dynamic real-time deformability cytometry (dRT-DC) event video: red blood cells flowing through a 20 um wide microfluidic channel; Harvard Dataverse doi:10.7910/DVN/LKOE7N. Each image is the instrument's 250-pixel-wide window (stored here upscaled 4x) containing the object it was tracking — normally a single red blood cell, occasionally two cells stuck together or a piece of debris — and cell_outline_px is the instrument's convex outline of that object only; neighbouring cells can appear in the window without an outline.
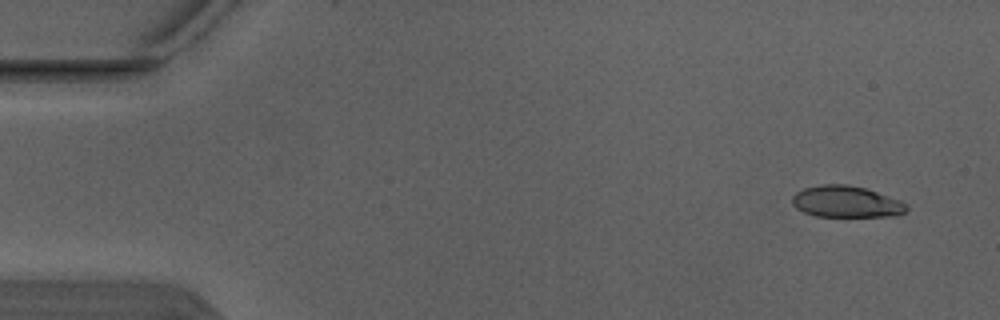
{"species": "Egyptian fruit bat (a non-hibernating species)", "species_latin": "Rousettus aegyptiacus", "temperature_condition": "warm", "stored_images_in_passage": 2, "camera_frame_rate_fps": 3000, "um_per_image_px": 0.085, "animal": {"sex": "male"}, "frame": {"image": 1, "passage_image": 2, "time_ms": 0.333, "image_size_px": [1000, 320], "cell_outline_px": [[908, 208], [904, 212], [896, 216], [816, 216], [804, 212], [796, 208], [792, 204], [792, 196], [796, 192], [804, 188], [820, 184], [848, 184], [864, 188], [900, 200], [908, 204]], "centroid_in_image_um": [71.92, 17.14], "position_along_channel_um": 13.1, "area_um2": 20.98}}